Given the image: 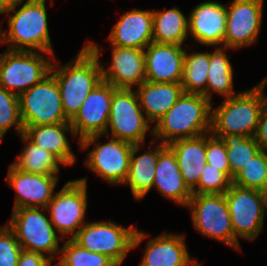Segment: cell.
Returning <instances> with one entry per match:
<instances>
[{"label": "cell", "instance_id": "obj_22", "mask_svg": "<svg viewBox=\"0 0 267 266\" xmlns=\"http://www.w3.org/2000/svg\"><path fill=\"white\" fill-rule=\"evenodd\" d=\"M184 238L162 232L148 240L139 266H193L198 260L190 258Z\"/></svg>", "mask_w": 267, "mask_h": 266}, {"label": "cell", "instance_id": "obj_15", "mask_svg": "<svg viewBox=\"0 0 267 266\" xmlns=\"http://www.w3.org/2000/svg\"><path fill=\"white\" fill-rule=\"evenodd\" d=\"M117 88L101 81L88 94L79 112L70 121L79 142L92 135H105L113 93Z\"/></svg>", "mask_w": 267, "mask_h": 266}, {"label": "cell", "instance_id": "obj_1", "mask_svg": "<svg viewBox=\"0 0 267 266\" xmlns=\"http://www.w3.org/2000/svg\"><path fill=\"white\" fill-rule=\"evenodd\" d=\"M87 43L71 62L60 68L57 67L60 62L51 66L50 73L58 83L64 114L70 121L79 112L88 94L102 81L99 46L97 42Z\"/></svg>", "mask_w": 267, "mask_h": 266}, {"label": "cell", "instance_id": "obj_6", "mask_svg": "<svg viewBox=\"0 0 267 266\" xmlns=\"http://www.w3.org/2000/svg\"><path fill=\"white\" fill-rule=\"evenodd\" d=\"M46 208H19L12 210L10 221L6 224L13 231L22 249L40 253L52 261L60 255L59 242L64 238L57 231L49 218Z\"/></svg>", "mask_w": 267, "mask_h": 266}, {"label": "cell", "instance_id": "obj_39", "mask_svg": "<svg viewBox=\"0 0 267 266\" xmlns=\"http://www.w3.org/2000/svg\"><path fill=\"white\" fill-rule=\"evenodd\" d=\"M254 138L260 149L267 151V101L262 107L258 122V128Z\"/></svg>", "mask_w": 267, "mask_h": 266}, {"label": "cell", "instance_id": "obj_40", "mask_svg": "<svg viewBox=\"0 0 267 266\" xmlns=\"http://www.w3.org/2000/svg\"><path fill=\"white\" fill-rule=\"evenodd\" d=\"M29 1V0H27ZM24 2V0H0V14L6 10H9L14 7H18Z\"/></svg>", "mask_w": 267, "mask_h": 266}, {"label": "cell", "instance_id": "obj_32", "mask_svg": "<svg viewBox=\"0 0 267 266\" xmlns=\"http://www.w3.org/2000/svg\"><path fill=\"white\" fill-rule=\"evenodd\" d=\"M61 247L56 266H118L110 257L88 251L72 239H68Z\"/></svg>", "mask_w": 267, "mask_h": 266}, {"label": "cell", "instance_id": "obj_31", "mask_svg": "<svg viewBox=\"0 0 267 266\" xmlns=\"http://www.w3.org/2000/svg\"><path fill=\"white\" fill-rule=\"evenodd\" d=\"M226 146L230 166V179L246 165L259 151H261L254 137L243 135H224L221 138Z\"/></svg>", "mask_w": 267, "mask_h": 266}, {"label": "cell", "instance_id": "obj_9", "mask_svg": "<svg viewBox=\"0 0 267 266\" xmlns=\"http://www.w3.org/2000/svg\"><path fill=\"white\" fill-rule=\"evenodd\" d=\"M150 124L140 106L136 91L134 89L117 88L113 93L104 137L107 136L108 139L112 137L133 145L140 144L144 147L145 137L151 128Z\"/></svg>", "mask_w": 267, "mask_h": 266}, {"label": "cell", "instance_id": "obj_30", "mask_svg": "<svg viewBox=\"0 0 267 266\" xmlns=\"http://www.w3.org/2000/svg\"><path fill=\"white\" fill-rule=\"evenodd\" d=\"M184 54V69L181 78L183 92L200 94L206 97V86L209 69V52H193Z\"/></svg>", "mask_w": 267, "mask_h": 266}, {"label": "cell", "instance_id": "obj_37", "mask_svg": "<svg viewBox=\"0 0 267 266\" xmlns=\"http://www.w3.org/2000/svg\"><path fill=\"white\" fill-rule=\"evenodd\" d=\"M22 247L7 224L0 227V266H17Z\"/></svg>", "mask_w": 267, "mask_h": 266}, {"label": "cell", "instance_id": "obj_23", "mask_svg": "<svg viewBox=\"0 0 267 266\" xmlns=\"http://www.w3.org/2000/svg\"><path fill=\"white\" fill-rule=\"evenodd\" d=\"M69 132L74 138L71 123L24 126V135L39 148L54 154L64 166L75 165L77 158L66 135Z\"/></svg>", "mask_w": 267, "mask_h": 266}, {"label": "cell", "instance_id": "obj_19", "mask_svg": "<svg viewBox=\"0 0 267 266\" xmlns=\"http://www.w3.org/2000/svg\"><path fill=\"white\" fill-rule=\"evenodd\" d=\"M182 45L150 43L144 49L146 79L154 83H180L184 69Z\"/></svg>", "mask_w": 267, "mask_h": 266}, {"label": "cell", "instance_id": "obj_34", "mask_svg": "<svg viewBox=\"0 0 267 266\" xmlns=\"http://www.w3.org/2000/svg\"><path fill=\"white\" fill-rule=\"evenodd\" d=\"M13 126L18 135L24 134L19 97L0 87V142L3 141L4 135Z\"/></svg>", "mask_w": 267, "mask_h": 266}, {"label": "cell", "instance_id": "obj_21", "mask_svg": "<svg viewBox=\"0 0 267 266\" xmlns=\"http://www.w3.org/2000/svg\"><path fill=\"white\" fill-rule=\"evenodd\" d=\"M155 180L152 188L169 200L186 207L192 191L185 184L175 153L165 144L159 142V155L155 168Z\"/></svg>", "mask_w": 267, "mask_h": 266}, {"label": "cell", "instance_id": "obj_29", "mask_svg": "<svg viewBox=\"0 0 267 266\" xmlns=\"http://www.w3.org/2000/svg\"><path fill=\"white\" fill-rule=\"evenodd\" d=\"M24 142L21 154L12 164L19 170L35 174H59L60 164L63 163L51 152L39 148L32 143L24 134L19 136Z\"/></svg>", "mask_w": 267, "mask_h": 266}, {"label": "cell", "instance_id": "obj_38", "mask_svg": "<svg viewBox=\"0 0 267 266\" xmlns=\"http://www.w3.org/2000/svg\"><path fill=\"white\" fill-rule=\"evenodd\" d=\"M52 261L40 253L22 249L17 266H51Z\"/></svg>", "mask_w": 267, "mask_h": 266}, {"label": "cell", "instance_id": "obj_4", "mask_svg": "<svg viewBox=\"0 0 267 266\" xmlns=\"http://www.w3.org/2000/svg\"><path fill=\"white\" fill-rule=\"evenodd\" d=\"M266 84L267 77L255 87L225 98L214 110L212 106L211 133L219 138L233 134L254 137L262 107L267 101Z\"/></svg>", "mask_w": 267, "mask_h": 266}, {"label": "cell", "instance_id": "obj_11", "mask_svg": "<svg viewBox=\"0 0 267 266\" xmlns=\"http://www.w3.org/2000/svg\"><path fill=\"white\" fill-rule=\"evenodd\" d=\"M18 97L23 126L70 123L62 108L58 83L51 73Z\"/></svg>", "mask_w": 267, "mask_h": 266}, {"label": "cell", "instance_id": "obj_5", "mask_svg": "<svg viewBox=\"0 0 267 266\" xmlns=\"http://www.w3.org/2000/svg\"><path fill=\"white\" fill-rule=\"evenodd\" d=\"M148 233L133 225L122 227L112 221L85 223L72 240L88 251L110 257L121 266L129 251L140 245Z\"/></svg>", "mask_w": 267, "mask_h": 266}, {"label": "cell", "instance_id": "obj_28", "mask_svg": "<svg viewBox=\"0 0 267 266\" xmlns=\"http://www.w3.org/2000/svg\"><path fill=\"white\" fill-rule=\"evenodd\" d=\"M153 42L182 45L188 38V17L178 7L153 10Z\"/></svg>", "mask_w": 267, "mask_h": 266}, {"label": "cell", "instance_id": "obj_20", "mask_svg": "<svg viewBox=\"0 0 267 266\" xmlns=\"http://www.w3.org/2000/svg\"><path fill=\"white\" fill-rule=\"evenodd\" d=\"M110 45L144 50L153 42L152 10L132 9L119 18L108 36Z\"/></svg>", "mask_w": 267, "mask_h": 266}, {"label": "cell", "instance_id": "obj_3", "mask_svg": "<svg viewBox=\"0 0 267 266\" xmlns=\"http://www.w3.org/2000/svg\"><path fill=\"white\" fill-rule=\"evenodd\" d=\"M5 13L6 17H9L8 30L6 32L2 30L0 23V43L8 44V50L54 55L48 29L46 0H29L18 10L14 7L2 14Z\"/></svg>", "mask_w": 267, "mask_h": 266}, {"label": "cell", "instance_id": "obj_17", "mask_svg": "<svg viewBox=\"0 0 267 266\" xmlns=\"http://www.w3.org/2000/svg\"><path fill=\"white\" fill-rule=\"evenodd\" d=\"M226 20V5L204 1L195 6L188 16V36L207 47H224Z\"/></svg>", "mask_w": 267, "mask_h": 266}, {"label": "cell", "instance_id": "obj_13", "mask_svg": "<svg viewBox=\"0 0 267 266\" xmlns=\"http://www.w3.org/2000/svg\"><path fill=\"white\" fill-rule=\"evenodd\" d=\"M87 197L84 177L66 182L47 204L45 211H49V219L62 238L70 234L68 238L72 239L86 223Z\"/></svg>", "mask_w": 267, "mask_h": 266}, {"label": "cell", "instance_id": "obj_27", "mask_svg": "<svg viewBox=\"0 0 267 266\" xmlns=\"http://www.w3.org/2000/svg\"><path fill=\"white\" fill-rule=\"evenodd\" d=\"M232 50L223 46H217L213 52H209V69L206 86V98L212 101V91L225 98L237 95L234 91L233 67L225 52Z\"/></svg>", "mask_w": 267, "mask_h": 266}, {"label": "cell", "instance_id": "obj_8", "mask_svg": "<svg viewBox=\"0 0 267 266\" xmlns=\"http://www.w3.org/2000/svg\"><path fill=\"white\" fill-rule=\"evenodd\" d=\"M53 56L34 51H3L0 55V87L19 96L50 74Z\"/></svg>", "mask_w": 267, "mask_h": 266}, {"label": "cell", "instance_id": "obj_24", "mask_svg": "<svg viewBox=\"0 0 267 266\" xmlns=\"http://www.w3.org/2000/svg\"><path fill=\"white\" fill-rule=\"evenodd\" d=\"M140 106L150 123H156L183 94L180 83L142 82L137 89Z\"/></svg>", "mask_w": 267, "mask_h": 266}, {"label": "cell", "instance_id": "obj_26", "mask_svg": "<svg viewBox=\"0 0 267 266\" xmlns=\"http://www.w3.org/2000/svg\"><path fill=\"white\" fill-rule=\"evenodd\" d=\"M140 147H142L140 144L133 145L129 173L124 183V185L130 186V191L136 200L143 199L152 189L159 155V143L155 148L150 146L146 152L137 155Z\"/></svg>", "mask_w": 267, "mask_h": 266}, {"label": "cell", "instance_id": "obj_41", "mask_svg": "<svg viewBox=\"0 0 267 266\" xmlns=\"http://www.w3.org/2000/svg\"><path fill=\"white\" fill-rule=\"evenodd\" d=\"M193 266H201V264L197 261Z\"/></svg>", "mask_w": 267, "mask_h": 266}, {"label": "cell", "instance_id": "obj_35", "mask_svg": "<svg viewBox=\"0 0 267 266\" xmlns=\"http://www.w3.org/2000/svg\"><path fill=\"white\" fill-rule=\"evenodd\" d=\"M231 185L232 180L224 172L207 163L192 194H224Z\"/></svg>", "mask_w": 267, "mask_h": 266}, {"label": "cell", "instance_id": "obj_14", "mask_svg": "<svg viewBox=\"0 0 267 266\" xmlns=\"http://www.w3.org/2000/svg\"><path fill=\"white\" fill-rule=\"evenodd\" d=\"M263 2L264 0H234L226 6L224 47L245 48L258 40L262 26Z\"/></svg>", "mask_w": 267, "mask_h": 266}, {"label": "cell", "instance_id": "obj_33", "mask_svg": "<svg viewBox=\"0 0 267 266\" xmlns=\"http://www.w3.org/2000/svg\"><path fill=\"white\" fill-rule=\"evenodd\" d=\"M232 184L267 193V154L259 151L233 177Z\"/></svg>", "mask_w": 267, "mask_h": 266}, {"label": "cell", "instance_id": "obj_12", "mask_svg": "<svg viewBox=\"0 0 267 266\" xmlns=\"http://www.w3.org/2000/svg\"><path fill=\"white\" fill-rule=\"evenodd\" d=\"M224 197L234 235L238 239L255 240L263 229L267 193L232 184L224 193Z\"/></svg>", "mask_w": 267, "mask_h": 266}, {"label": "cell", "instance_id": "obj_10", "mask_svg": "<svg viewBox=\"0 0 267 266\" xmlns=\"http://www.w3.org/2000/svg\"><path fill=\"white\" fill-rule=\"evenodd\" d=\"M103 136L92 135L79 142V148L84 150L95 144L87 155L85 166L106 183L124 185L129 173L133 144L112 137L106 143L96 142Z\"/></svg>", "mask_w": 267, "mask_h": 266}, {"label": "cell", "instance_id": "obj_36", "mask_svg": "<svg viewBox=\"0 0 267 266\" xmlns=\"http://www.w3.org/2000/svg\"><path fill=\"white\" fill-rule=\"evenodd\" d=\"M206 161L230 178V166L225 143L211 132L206 134Z\"/></svg>", "mask_w": 267, "mask_h": 266}, {"label": "cell", "instance_id": "obj_18", "mask_svg": "<svg viewBox=\"0 0 267 266\" xmlns=\"http://www.w3.org/2000/svg\"><path fill=\"white\" fill-rule=\"evenodd\" d=\"M112 46L109 68L100 62L102 80L116 88L133 89L146 79L144 50Z\"/></svg>", "mask_w": 267, "mask_h": 266}, {"label": "cell", "instance_id": "obj_16", "mask_svg": "<svg viewBox=\"0 0 267 266\" xmlns=\"http://www.w3.org/2000/svg\"><path fill=\"white\" fill-rule=\"evenodd\" d=\"M6 179L7 184L16 192L12 210L31 207L46 208L54 196L59 181L57 174L27 173L17 169L12 163Z\"/></svg>", "mask_w": 267, "mask_h": 266}, {"label": "cell", "instance_id": "obj_25", "mask_svg": "<svg viewBox=\"0 0 267 266\" xmlns=\"http://www.w3.org/2000/svg\"><path fill=\"white\" fill-rule=\"evenodd\" d=\"M168 146L175 153L183 180L192 191L198 184L206 161V134L194 138L178 139Z\"/></svg>", "mask_w": 267, "mask_h": 266}, {"label": "cell", "instance_id": "obj_7", "mask_svg": "<svg viewBox=\"0 0 267 266\" xmlns=\"http://www.w3.org/2000/svg\"><path fill=\"white\" fill-rule=\"evenodd\" d=\"M186 207L191 210L192 223L197 232L219 240L232 249L241 250L224 194H192Z\"/></svg>", "mask_w": 267, "mask_h": 266}, {"label": "cell", "instance_id": "obj_2", "mask_svg": "<svg viewBox=\"0 0 267 266\" xmlns=\"http://www.w3.org/2000/svg\"><path fill=\"white\" fill-rule=\"evenodd\" d=\"M212 102L200 94L185 93L165 115L154 123L150 133L168 145L178 139L194 138L211 132ZM156 137V138H155Z\"/></svg>", "mask_w": 267, "mask_h": 266}]
</instances>
